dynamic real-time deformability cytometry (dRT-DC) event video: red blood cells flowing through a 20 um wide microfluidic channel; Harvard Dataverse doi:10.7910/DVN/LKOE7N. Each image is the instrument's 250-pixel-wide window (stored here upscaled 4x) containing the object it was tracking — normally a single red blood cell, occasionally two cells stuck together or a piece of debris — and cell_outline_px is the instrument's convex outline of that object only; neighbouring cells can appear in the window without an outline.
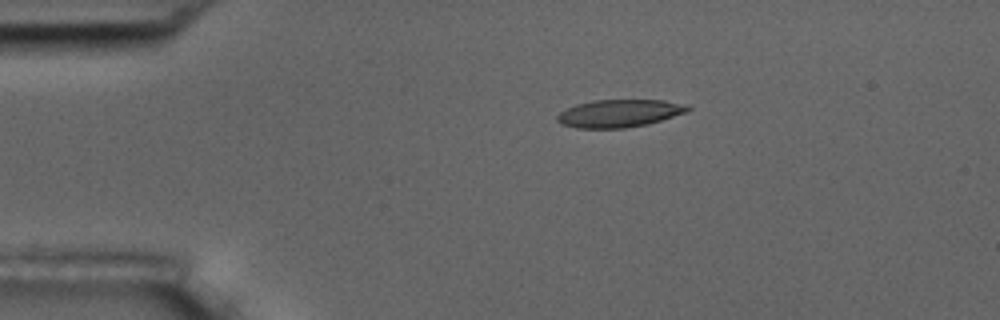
{"species": "common noctule bat (a hibernating species)", "species_latin": "Nyctalus noctula", "temperature_condition": "room temperature", "stored_images_in_passage": 3, "camera_frame_rate_fps": 3000, "um_per_image_px": 0.085, "animal": {"sex": "male", "body_mass_g": 17.5, "forearm_length_mm": 52.3}, "frame": {"image": 1, "passage_image": 1, "time_ms": 0.0, "image_size_px": [1000, 320], "cell_outline_px": [[692, 108], [684, 112], [648, 124], [624, 128], [576, 128], [560, 124], [556, 120], [556, 116], [560, 112], [576, 104], [592, 100], [664, 100], [688, 104]], "centroid_in_image_um": [52.61, 9.63], "position_along_channel_um": 32.4, "area_um2": 21.04}}
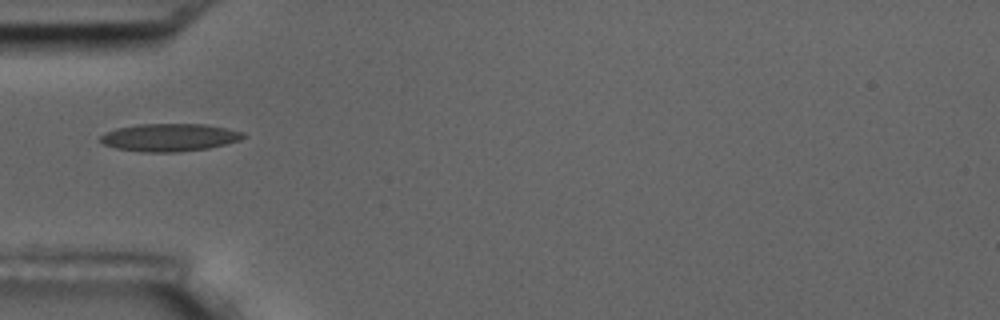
{"frame": {"image": 2, "passage_image": 3, "time_ms": 2.333, "image_size_px": [1000, 320], "cell_outline_px": [[244, 136], [240, 140], [208, 148], [176, 152], [140, 152], [116, 148], [104, 144], [100, 140], [100, 136], [104, 132], [116, 128], [140, 124], [204, 124], [228, 128], [244, 132]], "centroid_in_image_um": [14.38, 11.68], "position_along_channel_um": 70.6, "area_um2": 23.06}}